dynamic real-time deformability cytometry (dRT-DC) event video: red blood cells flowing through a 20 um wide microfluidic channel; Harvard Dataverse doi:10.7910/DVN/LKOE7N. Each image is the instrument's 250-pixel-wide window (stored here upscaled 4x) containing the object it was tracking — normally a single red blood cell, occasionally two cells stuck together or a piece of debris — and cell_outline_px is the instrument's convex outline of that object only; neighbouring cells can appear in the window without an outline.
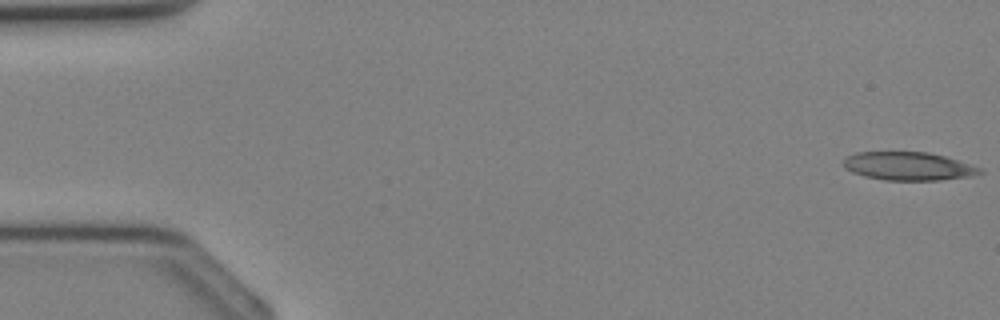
{"species": "Egyptian fruit bat (a non-hibernating species)", "species_latin": "Rousettus aegyptiacus", "temperature_condition": "cold", "stored_images_in_passage": 37, "segment_of_instrument_passage": [1, 2], "camera_frame_rate_fps": 3000, "um_per_image_px": 0.085, "animal": {"sex": "female"}, "frame": {"image": 1, "passage_image": 1, "time_ms": 0.0, "image_size_px": [1000, 320], "cell_outline_px": [[984, 172], [968, 176], [940, 180], [884, 180], [864, 176], [852, 172], [844, 168], [844, 160], [848, 156], [856, 152], [928, 152], [944, 156], [980, 168]], "centroid_in_image_um": [77.16, 14.12], "position_along_channel_um": 7.8, "area_um2": 22.2}}
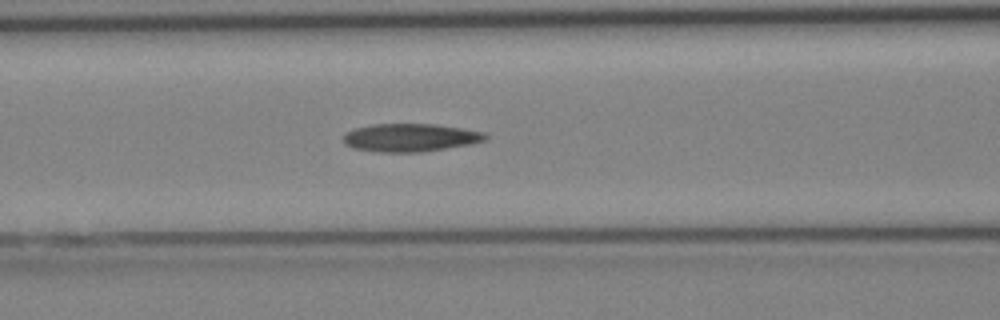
{"frame": {"image": 2, "passage_image": 15, "time_ms": 4.667, "image_size_px": [1000, 320], "cell_outline_px": [[488, 136], [484, 140], [472, 144], [420, 152], [380, 152], [356, 148], [344, 144], [344, 132], [352, 128], [372, 124], [436, 124], [464, 128], [484, 132]], "centroid_in_image_um": [34.87, 11.68], "position_along_channel_um": 131.7, "area_um2": 23.29}}
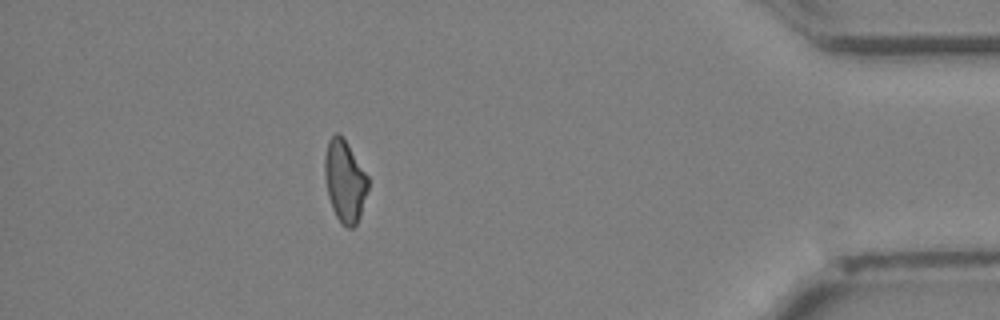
{"frame": {"image": 3, "passage_image": 32, "time_ms": 10.333, "image_size_px": [1000, 320], "cell_outline_px": [[368, 188], [360, 216], [356, 224], [352, 228], [348, 228], [340, 224], [332, 208], [328, 196], [324, 176], [324, 156], [328, 140], [336, 132], [340, 132], [348, 144], [368, 176]], "centroid_in_image_um": [29.29, 15.38], "position_along_channel_um": 405.9, "area_um2": 20.87}}